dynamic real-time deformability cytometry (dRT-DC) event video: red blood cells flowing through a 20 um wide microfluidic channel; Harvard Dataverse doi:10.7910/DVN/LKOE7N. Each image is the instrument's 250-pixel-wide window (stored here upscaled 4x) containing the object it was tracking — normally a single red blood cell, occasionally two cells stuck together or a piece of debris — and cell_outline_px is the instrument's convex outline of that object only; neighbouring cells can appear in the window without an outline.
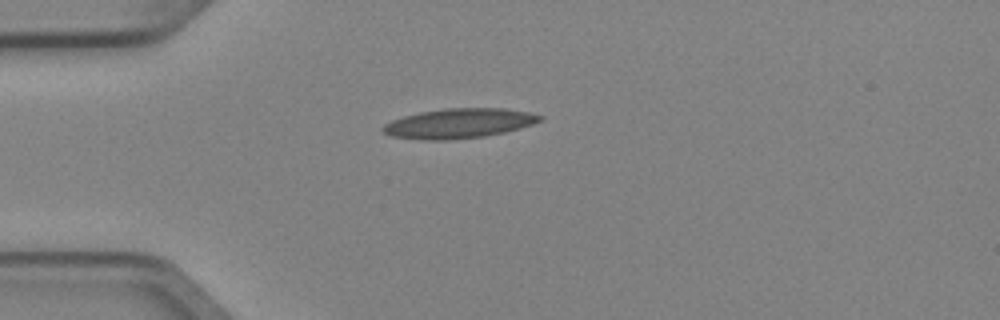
{"species": "Egyptian fruit bat (a non-hibernating species)", "species_latin": "Rousettus aegyptiacus", "temperature_condition": "cold", "stored_images_in_passage": 4, "camera_frame_rate_fps": 3000, "um_per_image_px": 0.085, "animal": {"sex": "female"}, "frame": {"image": 1, "passage_image": 4, "time_ms": 1.0, "image_size_px": [1000, 320], "cell_outline_px": [[544, 120], [520, 128], [504, 132], [484, 136], [448, 140], [420, 140], [392, 136], [384, 132], [380, 128], [384, 124], [392, 120], [404, 116], [420, 112], [444, 108], [504, 108], [528, 112], [544, 116]], "centroid_in_image_um": [39.01, 10.48], "position_along_channel_um": 46.0, "area_um2": 27.28}}